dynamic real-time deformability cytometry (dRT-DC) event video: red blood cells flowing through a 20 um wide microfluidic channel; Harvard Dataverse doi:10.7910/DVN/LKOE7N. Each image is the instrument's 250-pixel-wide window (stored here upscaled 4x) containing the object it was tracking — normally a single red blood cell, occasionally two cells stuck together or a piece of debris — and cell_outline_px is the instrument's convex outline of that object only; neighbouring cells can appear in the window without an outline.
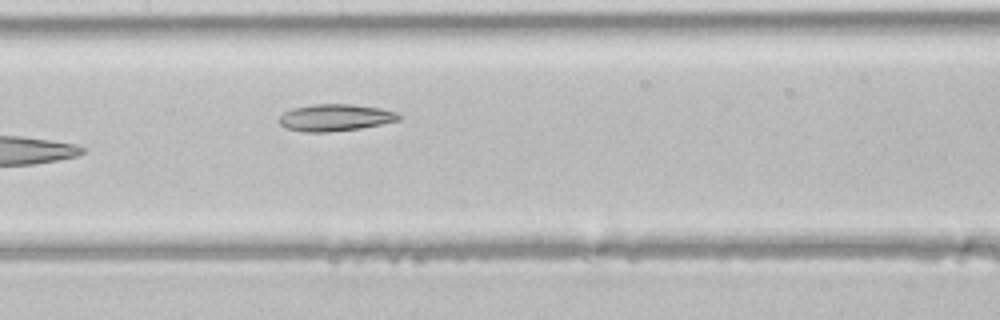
{"species": "common noctule bat (a hibernating species)", "species_latin": "Nyctalus noctula", "temperature_condition": "room temperature", "stored_images_in_passage": 6, "camera_frame_rate_fps": 3000, "um_per_image_px": 0.085, "animal": {"sex": "male", "body_mass_g": 21.5, "forearm_length_mm": 52.0}, "frame": {"image": 1, "passage_image": 6, "time_ms": 1.667, "image_size_px": [1000, 320], "cell_outline_px": [[400, 120], [360, 128], [328, 132], [300, 132], [284, 128], [276, 120], [284, 112], [292, 108], [316, 104], [352, 104], [380, 108], [396, 112], [400, 116]], "centroid_in_image_um": [28.43, 10.0], "position_along_channel_um": 179.0, "area_um2": 18.84}}